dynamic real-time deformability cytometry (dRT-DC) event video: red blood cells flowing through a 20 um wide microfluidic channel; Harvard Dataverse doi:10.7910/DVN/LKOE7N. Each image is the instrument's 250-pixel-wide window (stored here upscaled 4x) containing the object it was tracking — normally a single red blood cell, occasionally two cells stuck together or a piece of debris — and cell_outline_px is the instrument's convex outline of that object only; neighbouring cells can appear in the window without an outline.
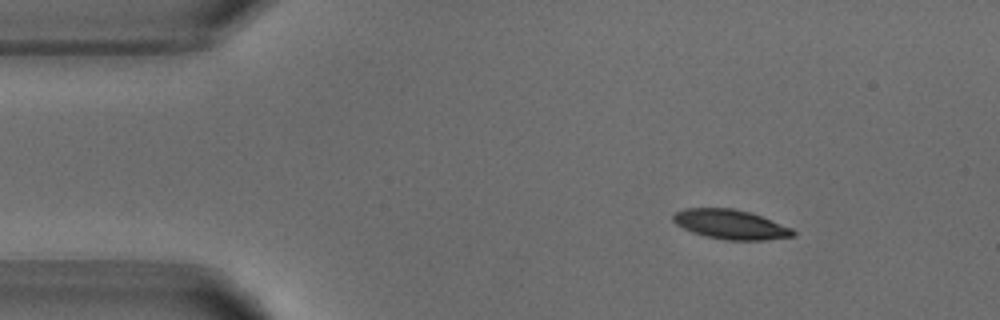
{"species": "common noctule bat (a hibernating species)", "species_latin": "Nyctalus noctula", "temperature_condition": "warm", "stored_images_in_passage": 46, "camera_frame_rate_fps": 3000, "um_per_image_px": 0.085, "animal": {"sex": "male", "body_mass_g": 18.8}, "frame": {"image": 1, "passage_image": 1, "time_ms": 0.0, "image_size_px": [1000, 320], "cell_outline_px": [[796, 236], [764, 240], [728, 240], [704, 236], [692, 232], [676, 224], [672, 220], [672, 216], [676, 212], [684, 208], [732, 208], [748, 212], [760, 216], [792, 228], [796, 232]], "centroid_in_image_um": [62.09, 19.08], "position_along_channel_um": 22.9, "area_um2": 20.52}}
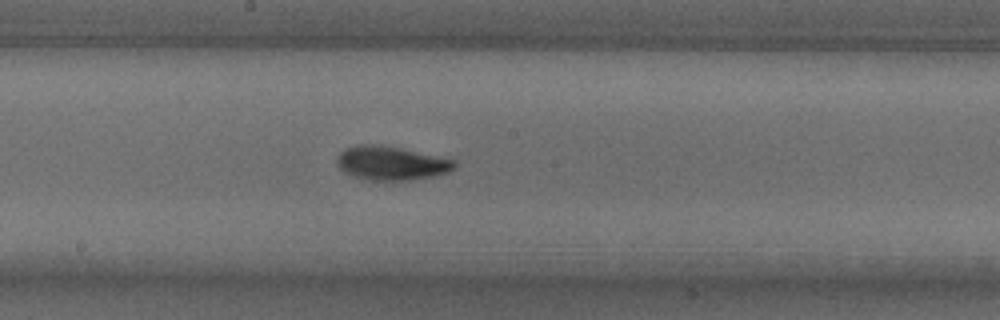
{"frame": {"image": 2, "passage_image": 21, "time_ms": 6.667, "image_size_px": [1000, 320], "cell_outline_px": [[456, 168], [448, 172], [436, 176], [408, 180], [372, 180], [352, 176], [344, 172], [336, 164], [336, 160], [340, 152], [344, 148], [360, 144], [372, 144], [400, 148], [456, 160]], "centroid_in_image_um": [33.25, 13.87], "position_along_channel_um": 215.0, "area_um2": 23.18}}
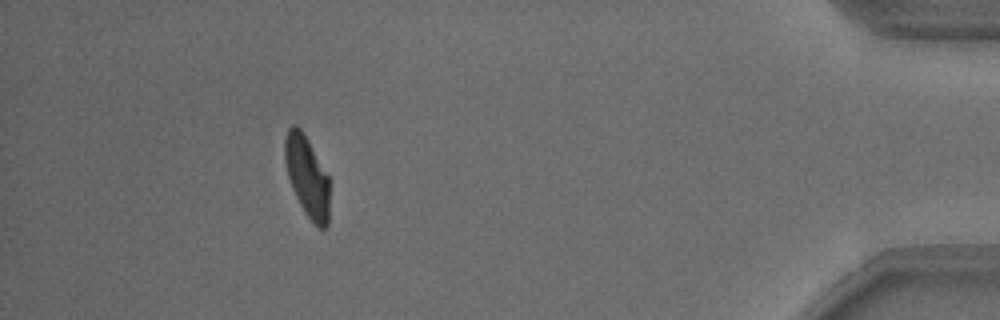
{"frame": {"image": 3, "passage_image": 41, "time_ms": 13.333, "image_size_px": [1000, 320], "cell_outline_px": [[328, 224], [324, 228], [316, 228], [304, 212], [292, 188], [288, 176], [284, 160], [284, 140], [288, 128], [292, 124], [296, 124], [300, 128], [308, 140], [328, 176]], "centroid_in_image_um": [26.07, 14.99], "position_along_channel_um": 409.1, "area_um2": 20.92}, "authors_computed_cell_mechanics": {"area_um2": 22.0796, "velocity_mm_per_s": 3.8273, "shape_relaxation_time_tau1_ms": 4.5656, "shape_relaxation_time_tau2_ms": 3.6211, "deformation_change_tau1": 0.1803, "deformation_change_tau2": 0.0853}}